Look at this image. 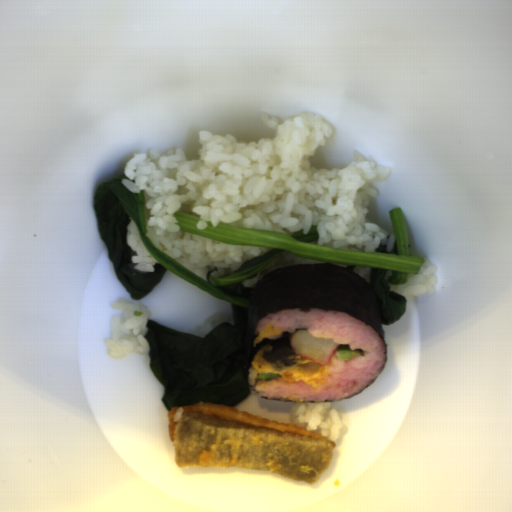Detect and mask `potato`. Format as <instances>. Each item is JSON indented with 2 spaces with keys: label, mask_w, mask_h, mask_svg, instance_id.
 <instances>
[{
  "label": "potato",
  "mask_w": 512,
  "mask_h": 512,
  "mask_svg": "<svg viewBox=\"0 0 512 512\" xmlns=\"http://www.w3.org/2000/svg\"><path fill=\"white\" fill-rule=\"evenodd\" d=\"M294 334L295 333H290L286 330L282 332L281 335L272 343L271 350L267 351L262 356L264 360L269 363L279 360L283 357L298 355L291 348V340Z\"/></svg>",
  "instance_id": "72c452e6"
},
{
  "label": "potato",
  "mask_w": 512,
  "mask_h": 512,
  "mask_svg": "<svg viewBox=\"0 0 512 512\" xmlns=\"http://www.w3.org/2000/svg\"><path fill=\"white\" fill-rule=\"evenodd\" d=\"M303 373L306 375H313L315 373H318L321 369L322 365L316 363L313 360H310L304 364H298L297 366Z\"/></svg>",
  "instance_id": "e7d74ba8"
}]
</instances>
